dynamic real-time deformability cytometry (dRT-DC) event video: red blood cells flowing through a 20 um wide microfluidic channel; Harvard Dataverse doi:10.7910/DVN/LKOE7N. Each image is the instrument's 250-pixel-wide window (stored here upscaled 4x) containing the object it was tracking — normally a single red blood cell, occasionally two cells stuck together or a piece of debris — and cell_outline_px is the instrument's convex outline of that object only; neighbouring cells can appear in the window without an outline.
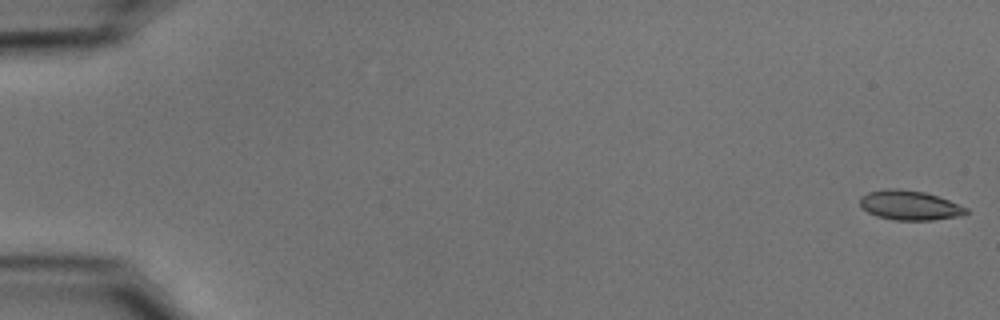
{"species": "common noctule bat (a hibernating species)", "species_latin": "Nyctalus noctula", "temperature_condition": "cold", "stored_images_in_passage": 55, "camera_frame_rate_fps": 3000, "um_per_image_px": 0.085, "animal": {"sex": "male", "body_mass_g": 15.6}, "frame": {"image": 1, "passage_image": 1, "time_ms": 0.0, "image_size_px": [1000, 320], "cell_outline_px": [[968, 212], [964, 216], [932, 220], [896, 220], [876, 216], [860, 208], [860, 196], [868, 192], [884, 188], [896, 188], [924, 192], [948, 200], [968, 208]], "centroid_in_image_um": [77.3, 17.45], "position_along_channel_um": 7.7, "area_um2": 18.44}}
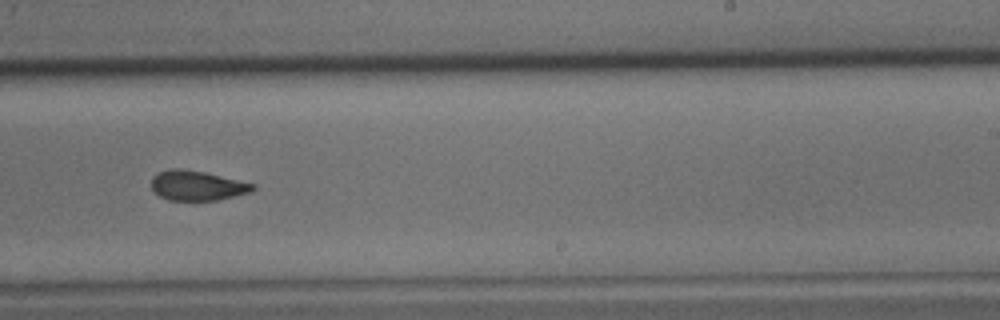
{"frame": {"image": 2, "passage_image": 35, "time_ms": 11.333, "image_size_px": [1000, 320], "cell_outline_px": [[256, 188], [252, 192], [216, 200], [168, 200], [160, 196], [152, 188], [152, 176], [168, 168], [184, 168], [204, 172], [256, 184]], "centroid_in_image_um": [16.77, 15.76], "position_along_channel_um": 272.2, "area_um2": 17.63}}
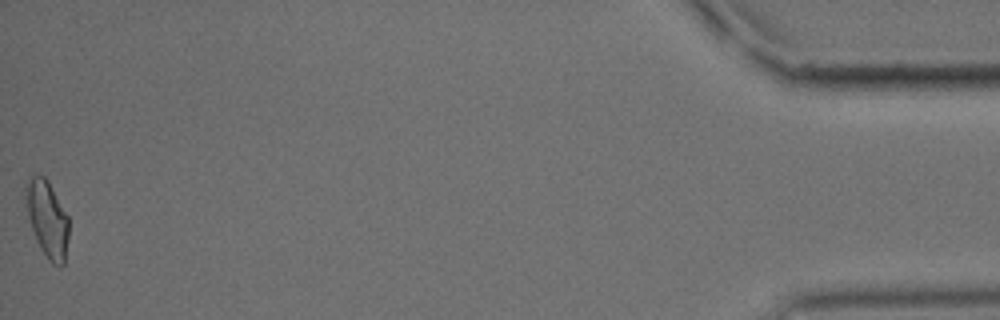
{"frame": {"image": 3, "passage_image": 55, "time_ms": 18.0, "image_size_px": [1000, 320], "cell_outline_px": [[68, 236], [64, 264], [52, 264], [48, 260], [40, 248], [32, 228], [28, 216], [24, 188], [24, 184], [28, 176], [36, 172], [44, 176], [48, 180], [68, 216]], "centroid_in_image_um": [3.99, 18.52], "position_along_channel_um": 431.2, "area_um2": 19.31}, "authors_computed_cell_mechanics": {"area_um2": 18.5538, "velocity_mm_per_s": 3.7065, "shape_relaxation_time_tau1_ms": 5.0067, "shape_relaxation_time_tau2_ms": 2.2782, "deformation_change_tau1": 0.1244, "deformation_change_tau2": 0.0752}}